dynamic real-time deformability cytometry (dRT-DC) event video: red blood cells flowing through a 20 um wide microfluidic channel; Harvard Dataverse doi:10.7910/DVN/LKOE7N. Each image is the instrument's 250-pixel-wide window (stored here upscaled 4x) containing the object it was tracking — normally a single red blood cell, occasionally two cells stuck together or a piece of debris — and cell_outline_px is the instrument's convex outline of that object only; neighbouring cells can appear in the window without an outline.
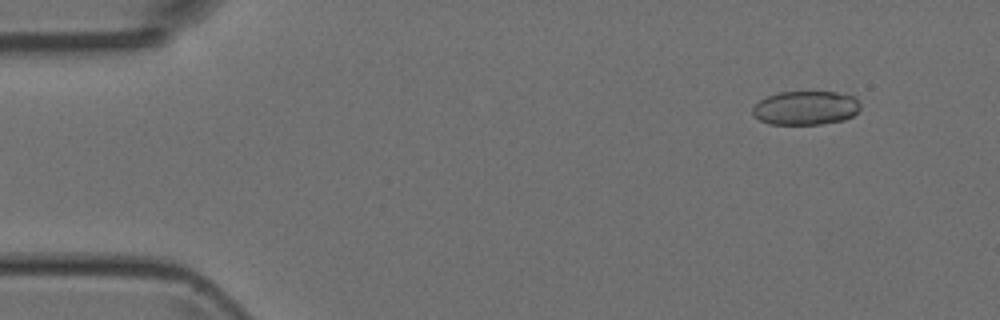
{"species": "Egyptian fruit bat (a non-hibernating species)", "species_latin": "Rousettus aegyptiacus", "temperature_condition": "room temperature", "stored_images_in_passage": 3, "camera_frame_rate_fps": 3000, "um_per_image_px": 0.085, "animal": {"sex": "female"}, "frame": {"image": 1, "passage_image": 2, "time_ms": 1.0, "image_size_px": [1000, 320], "cell_outline_px": [[860, 108], [852, 116], [844, 120], [820, 124], [768, 124], [752, 116], [752, 108], [760, 100], [768, 96], [780, 92], [848, 92], [856, 96], [860, 104]], "centroid_in_image_um": [68.51, 9.16], "position_along_channel_um": 16.5, "area_um2": 21.56}}